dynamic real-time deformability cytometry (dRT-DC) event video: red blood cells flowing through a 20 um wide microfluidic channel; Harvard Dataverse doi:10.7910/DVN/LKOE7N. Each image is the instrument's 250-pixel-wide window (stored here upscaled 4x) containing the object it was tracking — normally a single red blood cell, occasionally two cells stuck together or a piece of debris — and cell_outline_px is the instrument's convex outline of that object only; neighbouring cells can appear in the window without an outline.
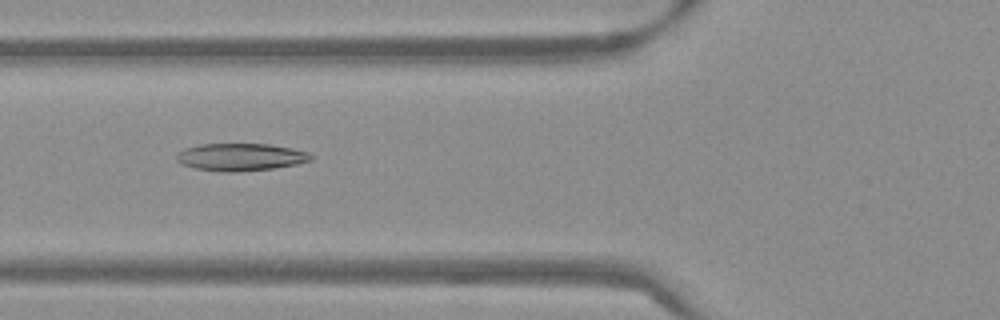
{"species": "Egyptian fruit bat (a non-hibernating species)", "species_latin": "Rousettus aegyptiacus", "temperature_condition": "warm", "stored_images_in_passage": 52, "camera_frame_rate_fps": 3000, "um_per_image_px": 0.085, "frame": {"image": 1, "passage_image": 19, "time_ms": 6.0, "image_size_px": [1000, 320], "cell_outline_px": [[312, 160], [296, 164], [272, 168], [240, 172], [220, 172], [196, 168], [180, 164], [176, 160], [176, 156], [184, 148], [200, 144], [268, 144], [292, 148], [308, 152], [312, 156]], "centroid_in_image_um": [20.43, 13.35], "position_along_channel_um": 105.4, "area_um2": 21.5}}
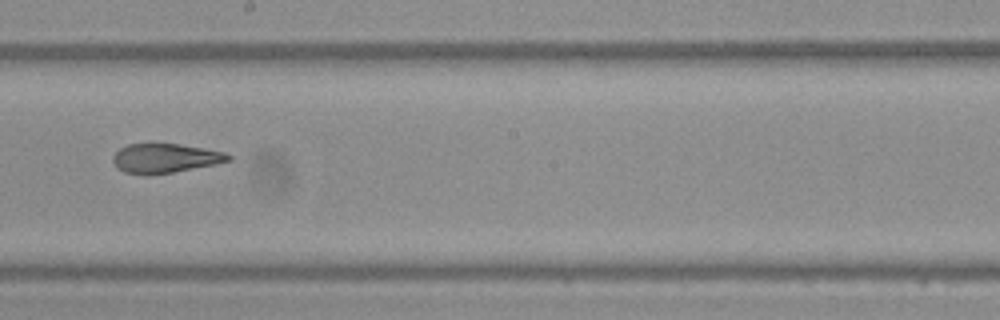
{"frame": {"image": 2, "passage_image": 29, "time_ms": 9.333, "image_size_px": [1000, 320], "cell_outline_px": [[232, 160], [216, 164], [172, 172], [144, 176], [124, 172], [116, 168], [112, 160], [112, 156], [120, 148], [128, 144], [180, 144], [204, 148], [224, 152], [232, 156]], "centroid_in_image_um": [14.01, 13.46], "position_along_channel_um": 234.2, "area_um2": 19.83}}
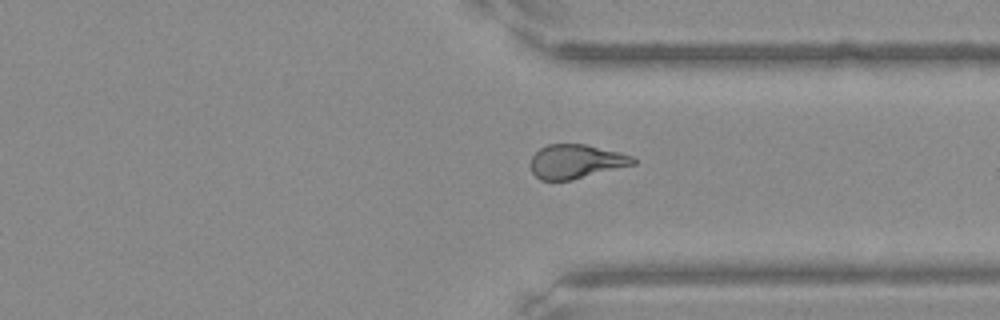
{"frame": {"image": 3, "passage_image": 39, "time_ms": 12.667, "image_size_px": [1000, 320], "cell_outline_px": [[636, 164], [572, 180], [540, 180], [532, 172], [532, 156], [540, 148], [548, 144], [584, 144], [620, 152], [632, 156], [636, 160]], "centroid_in_image_um": [48.98, 13.73], "position_along_channel_um": 362.4, "area_um2": 20.23}, "authors_computed_cell_mechanics": {"area_um2": 21.5016, "velocity_mm_per_s": 3.8516, "shape_relaxation_time_tau1_ms": 10.7954, "shape_relaxation_time_tau2_ms": 2.5747, "deformation_change_tau1": 0.2746, "deformation_change_tau2": 0.104}}